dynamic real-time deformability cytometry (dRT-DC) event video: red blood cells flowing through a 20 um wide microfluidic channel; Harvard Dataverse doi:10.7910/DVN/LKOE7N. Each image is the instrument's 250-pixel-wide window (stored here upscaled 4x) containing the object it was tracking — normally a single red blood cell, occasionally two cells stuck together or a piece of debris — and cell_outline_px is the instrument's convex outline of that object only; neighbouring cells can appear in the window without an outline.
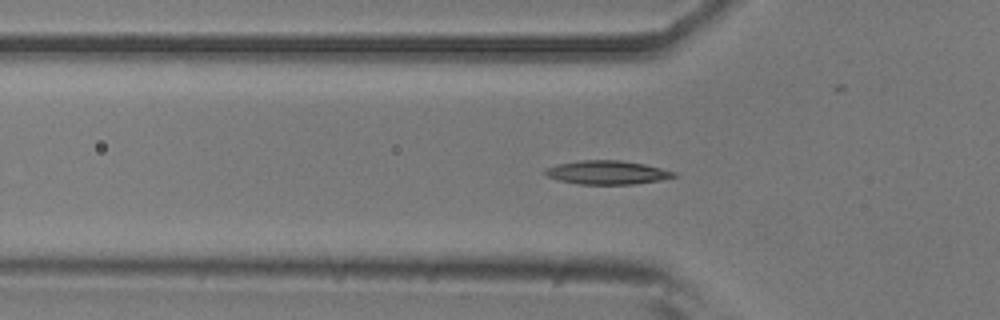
{"species": "common noctule bat (a hibernating species)", "species_latin": "Nyctalus noctula", "temperature_condition": "room temperature", "stored_images_in_passage": 52, "segment_of_instrument_passage": [1, 2], "camera_frame_rate_fps": 3000, "um_per_image_px": 0.085, "animal": {"sex": "male", "body_mass_g": 20.5, "forearm_length_mm": 52.5}, "frame": {"image": 1, "passage_image": 16, "time_ms": 5.0, "image_size_px": [1000, 320], "cell_outline_px": [[680, 176], [660, 180], [632, 184], [580, 184], [560, 180], [548, 176], [544, 172], [548, 168], [556, 164], [580, 160], [620, 160], [644, 164], [676, 172]], "centroid_in_image_um": [51.65, 14.65], "position_along_channel_um": 74.1, "area_um2": 17.63}}
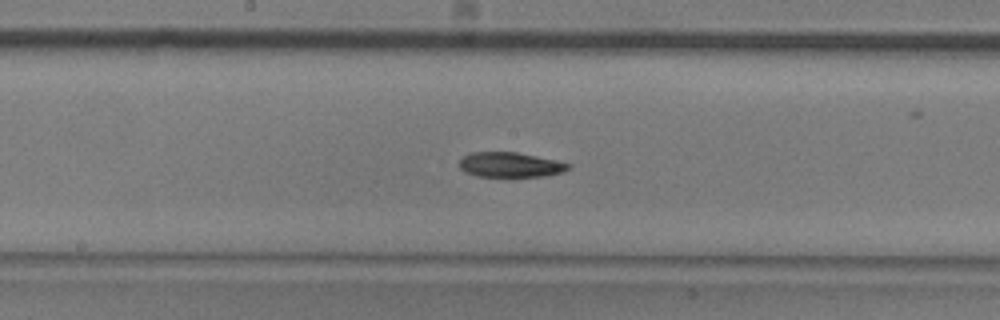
{"frame": {"image": 2, "passage_image": 26, "time_ms": 8.333, "image_size_px": [1000, 320], "cell_outline_px": [[572, 168], [560, 172], [544, 176], [512, 180], [476, 176], [464, 172], [460, 168], [460, 160], [464, 156], [472, 152], [516, 152], [536, 156], [572, 164]], "centroid_in_image_um": [43.37, 14.06], "position_along_channel_um": 204.8, "area_um2": 16.65}}
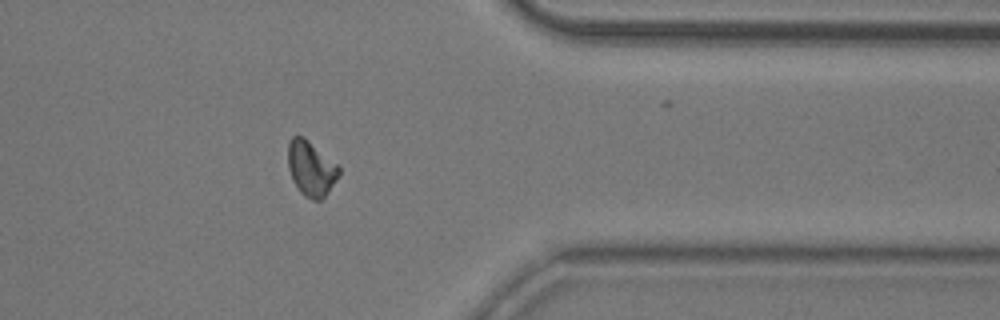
{"frame": {"image": 3, "passage_image": 41, "time_ms": 13.333, "image_size_px": [1000, 320], "cell_outline_px": [[340, 176], [324, 196], [320, 200], [312, 200], [304, 196], [300, 192], [292, 180], [288, 168], [288, 144], [292, 136], [304, 136], [336, 164], [340, 168]], "centroid_in_image_um": [26.42, 14.33], "position_along_channel_um": 385.0, "area_um2": 16.3}}